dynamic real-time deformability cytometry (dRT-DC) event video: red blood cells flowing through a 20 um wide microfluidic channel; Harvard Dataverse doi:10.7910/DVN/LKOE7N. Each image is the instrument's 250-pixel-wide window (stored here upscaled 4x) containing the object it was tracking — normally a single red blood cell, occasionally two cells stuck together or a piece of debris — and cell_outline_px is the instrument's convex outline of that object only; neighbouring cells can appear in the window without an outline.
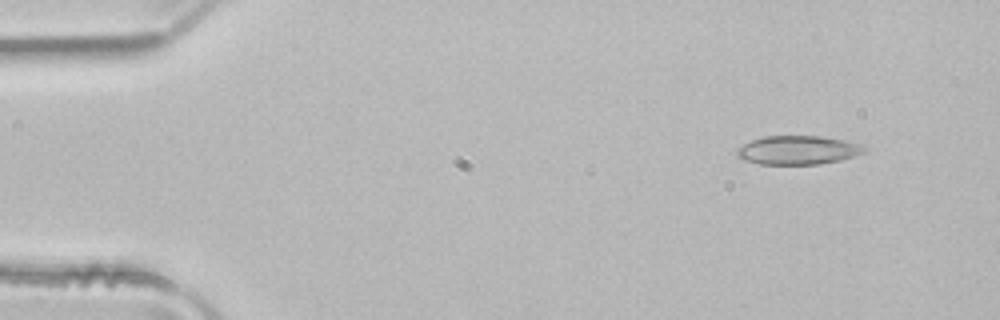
{"species": "common noctule bat (a hibernating species)", "species_latin": "Nyctalus noctula", "temperature_condition": "room temperature", "stored_images_in_passage": 45, "camera_frame_rate_fps": 3000, "um_per_image_px": 0.085, "animal": {"sex": "male", "body_mass_g": 21.5, "forearm_length_mm": 52.0}, "frame": {"image": 1, "passage_image": 1, "time_ms": 0.0, "image_size_px": [1000, 320], "cell_outline_px": [[868, 148], [864, 152], [840, 160], [820, 164], [760, 164], [744, 160], [736, 152], [736, 148], [752, 140], [764, 136], [820, 136], [844, 140], [860, 144]], "centroid_in_image_um": [67.82, 12.75], "position_along_channel_um": 17.2, "area_um2": 21.21}}
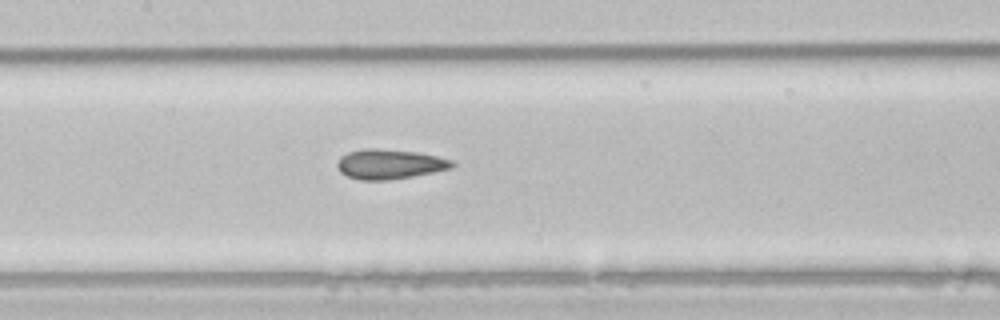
{"frame": {"image": 2, "passage_image": 20, "time_ms": 6.333, "image_size_px": [1000, 320], "cell_outline_px": [[456, 164], [452, 168], [412, 176], [388, 180], [360, 180], [348, 176], [340, 172], [336, 168], [336, 164], [340, 156], [348, 152], [364, 148], [376, 148], [416, 152], [436, 156], [452, 160]], "centroid_in_image_um": [33.08, 13.95], "position_along_channel_um": 174.3, "area_um2": 19.94}}
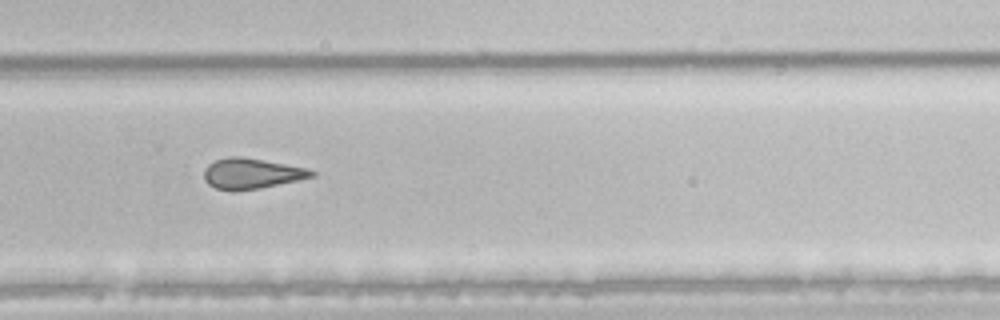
{"frame": {"image": 3, "passage_image": 30, "time_ms": 9.667, "image_size_px": [1000, 320], "cell_outline_px": [[316, 176], [260, 188], [216, 188], [208, 184], [204, 180], [204, 168], [208, 164], [216, 160], [228, 156], [240, 156], [308, 168], [316, 172]], "centroid_in_image_um": [21.4, 14.71], "position_along_channel_um": 308.4, "area_um2": 18.61}}